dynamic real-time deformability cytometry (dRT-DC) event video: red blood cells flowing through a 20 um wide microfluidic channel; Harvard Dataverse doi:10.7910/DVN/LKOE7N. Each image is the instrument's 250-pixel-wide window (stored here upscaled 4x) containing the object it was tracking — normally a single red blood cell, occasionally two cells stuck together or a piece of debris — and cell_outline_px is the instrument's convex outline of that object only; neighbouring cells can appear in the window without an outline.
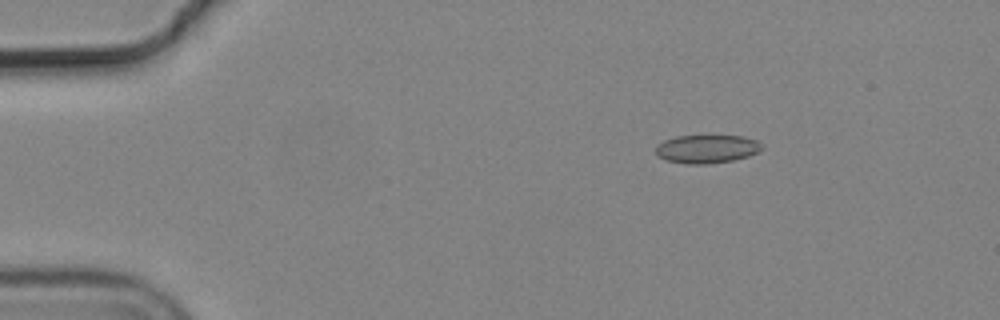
{"species": "common noctule bat (a hibernating species)", "species_latin": "Nyctalus noctula", "temperature_condition": "cold", "stored_images_in_passage": 5, "camera_frame_rate_fps": 3000, "um_per_image_px": 0.085, "animal": {"sex": "male", "body_mass_g": 19.2, "forearm_length_mm": 51.8}, "frame": {"image": 1, "passage_image": 3, "time_ms": 0.667, "image_size_px": [1000, 320], "cell_outline_px": [[764, 148], [748, 156], [732, 160], [704, 164], [688, 164], [664, 160], [656, 156], [656, 144], [664, 140], [676, 136], [740, 136], [756, 140]], "centroid_in_image_um": [60.01, 12.66], "position_along_channel_um": 25.0, "area_um2": 17.46}}